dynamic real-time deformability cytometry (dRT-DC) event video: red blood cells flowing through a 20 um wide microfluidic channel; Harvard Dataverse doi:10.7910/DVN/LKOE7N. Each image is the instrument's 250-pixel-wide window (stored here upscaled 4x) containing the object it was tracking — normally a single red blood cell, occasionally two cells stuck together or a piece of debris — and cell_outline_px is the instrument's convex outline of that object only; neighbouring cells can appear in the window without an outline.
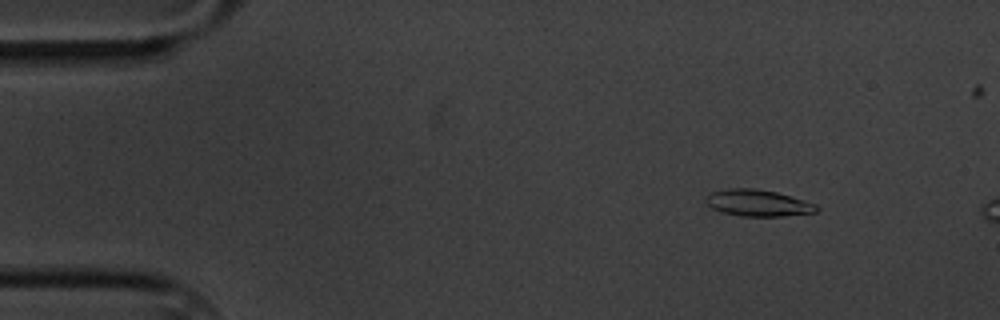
{"species": "common noctule bat (a hibernating species)", "species_latin": "Nyctalus noctula", "temperature_condition": "cold", "stored_images_in_passage": 4, "camera_frame_rate_fps": 3000, "um_per_image_px": 0.085, "animal": {"sex": "male", "body_mass_g": 20.1, "forearm_length_mm": 53.5}, "frame": {"image": 1, "passage_image": 2, "time_ms": 1.333, "image_size_px": [1000, 320], "cell_outline_px": [[820, 208], [816, 212], [780, 216], [740, 216], [720, 212], [712, 208], [704, 200], [712, 192], [728, 188], [752, 188], [776, 192], [816, 204]], "centroid_in_image_um": [64.4, 17.26], "position_along_channel_um": 20.6, "area_um2": 16.99}}